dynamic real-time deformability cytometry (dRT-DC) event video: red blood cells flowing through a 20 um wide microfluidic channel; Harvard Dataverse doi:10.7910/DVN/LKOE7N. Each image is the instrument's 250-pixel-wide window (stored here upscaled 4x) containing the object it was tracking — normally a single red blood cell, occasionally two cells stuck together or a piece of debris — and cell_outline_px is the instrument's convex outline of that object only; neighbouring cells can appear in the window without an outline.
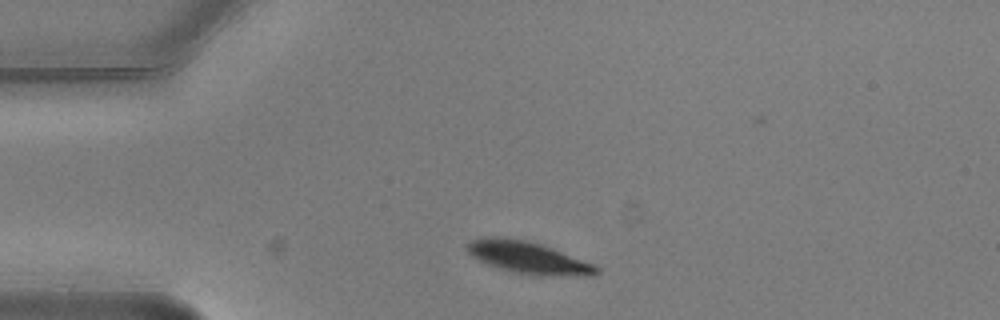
{"species": "common noctule bat (a hibernating species)", "species_latin": "Nyctalus noctula", "temperature_condition": "warm", "stored_images_in_passage": 3, "camera_frame_rate_fps": 3000, "um_per_image_px": 0.085, "animal": {"sex": "male", "body_mass_g": 20.5, "forearm_length_mm": 52.5}, "frame": {"image": 1, "passage_image": 1, "time_ms": 0.0, "image_size_px": [1000, 320], "cell_outline_px": [[600, 272], [592, 276], [540, 276], [512, 272], [488, 264], [472, 256], [468, 252], [468, 244], [472, 240], [524, 240], [540, 244], [552, 248], [596, 264], [600, 268]], "centroid_in_image_um": [45.08, 21.98], "position_along_channel_um": 39.9, "area_um2": 23.29}}
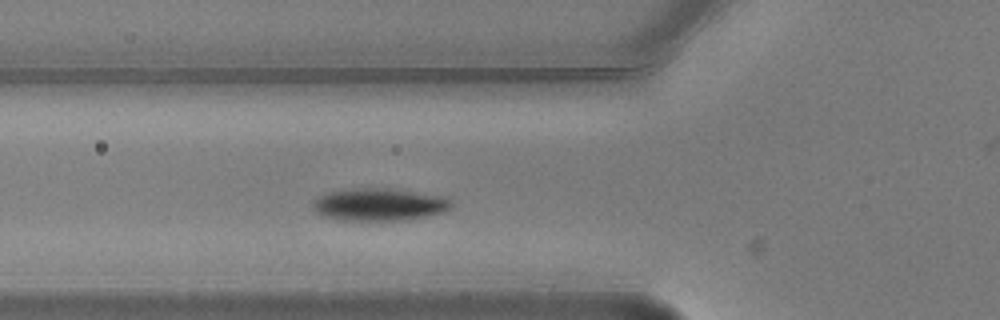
{"frame": {"image": 2, "passage_image": 3, "time_ms": 0.667, "image_size_px": [1000, 320], "cell_outline_px": [[452, 208], [444, 212], [412, 220], [340, 220], [324, 216], [312, 208], [312, 204], [320, 196], [328, 192], [352, 188], [388, 188], [440, 196], [452, 200]], "centroid_in_image_um": [32.26, 17.39], "position_along_channel_um": 93.5, "area_um2": 26.18}}